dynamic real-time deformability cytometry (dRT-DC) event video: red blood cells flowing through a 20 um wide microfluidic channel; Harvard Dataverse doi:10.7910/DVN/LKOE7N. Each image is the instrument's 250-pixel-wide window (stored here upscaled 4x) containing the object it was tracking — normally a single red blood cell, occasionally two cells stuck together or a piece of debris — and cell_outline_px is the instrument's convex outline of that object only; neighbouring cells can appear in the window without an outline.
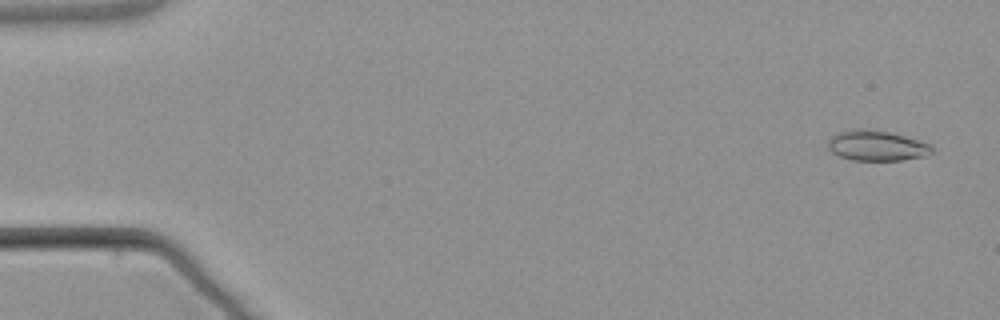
{"species": "common noctule bat (a hibernating species)", "species_latin": "Nyctalus noctula", "temperature_condition": "warm", "stored_images_in_passage": 5, "camera_frame_rate_fps": 3000, "um_per_image_px": 0.085, "animal": {"sex": "male", "body_mass_g": 21.5, "forearm_length_mm": 52.0}, "frame": {"image": 1, "passage_image": 1, "time_ms": 0.0, "image_size_px": [1000, 320], "cell_outline_px": [[936, 148], [932, 152], [924, 156], [900, 160], [852, 160], [840, 156], [832, 152], [828, 148], [828, 140], [836, 132], [860, 128], [888, 132], [932, 144]], "centroid_in_image_um": [74.52, 12.38], "position_along_channel_um": 10.5, "area_um2": 18.26}}
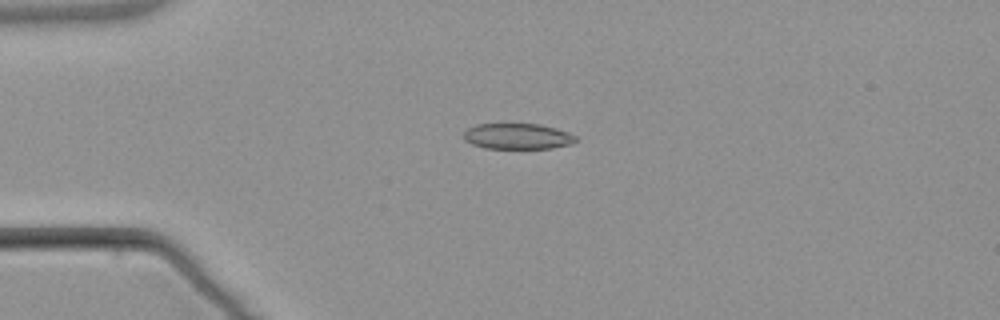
{"frame": {"image": 2, "passage_image": 4, "time_ms": 3.667, "image_size_px": [1000, 320], "cell_outline_px": [[576, 140], [572, 144], [552, 148], [484, 148], [472, 144], [464, 140], [464, 132], [468, 128], [476, 124], [540, 124], [556, 128], [568, 132], [576, 136]], "centroid_in_image_um": [43.99, 11.58], "position_along_channel_um": 41.0, "area_um2": 16.82}}
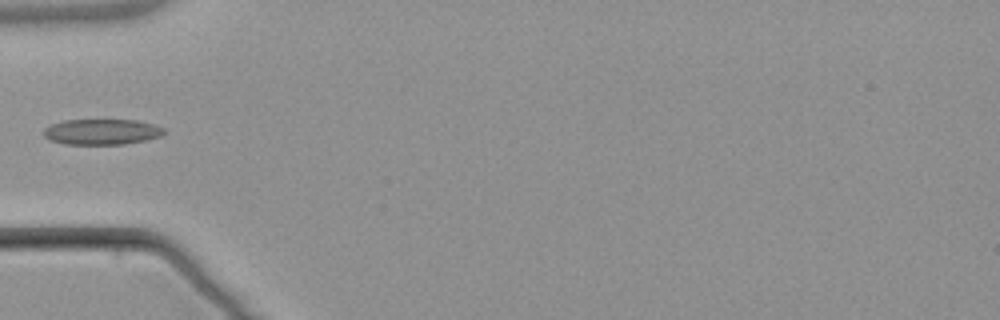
{"frame": {"image": 3, "passage_image": 5, "time_ms": 5.333, "image_size_px": [1000, 320], "cell_outline_px": [[168, 132], [160, 136], [144, 140], [124, 144], [64, 144], [48, 140], [44, 136], [44, 128], [48, 124], [64, 120], [136, 120], [152, 124], [164, 128]], "centroid_in_image_um": [8.61, 11.2], "position_along_channel_um": 76.4, "area_um2": 18.09}}